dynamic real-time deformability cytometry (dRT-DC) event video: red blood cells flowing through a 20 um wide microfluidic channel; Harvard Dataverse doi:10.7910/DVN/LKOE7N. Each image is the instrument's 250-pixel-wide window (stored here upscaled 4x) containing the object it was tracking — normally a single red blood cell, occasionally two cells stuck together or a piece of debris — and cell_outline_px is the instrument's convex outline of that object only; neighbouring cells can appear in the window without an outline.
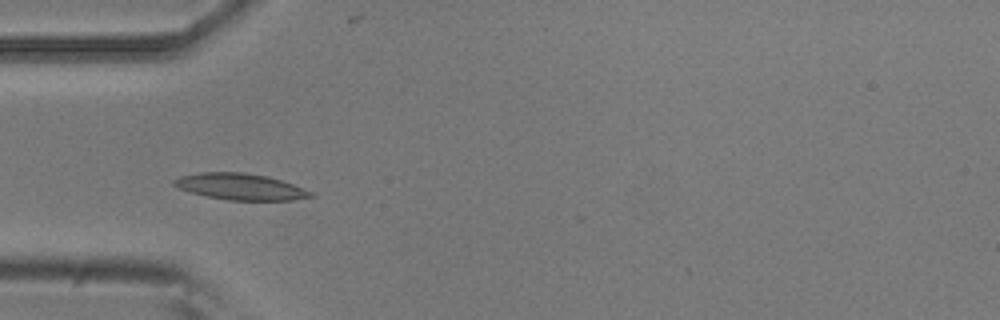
{"species": "common noctule bat (a hibernating species)", "species_latin": "Nyctalus noctula", "temperature_condition": "room temperature", "stored_images_in_passage": 5, "camera_frame_rate_fps": 3000, "um_per_image_px": 0.085, "animal": {"sex": "male", "body_mass_g": 20.5, "forearm_length_mm": 52.5}, "frame": {"image": 1, "passage_image": 4, "time_ms": 1.0, "image_size_px": [1000, 320], "cell_outline_px": [[316, 196], [292, 200], [228, 200], [208, 196], [176, 188], [172, 184], [172, 180], [180, 176], [200, 172], [244, 172], [268, 176], [316, 192]], "centroid_in_image_um": [20.45, 15.86], "position_along_channel_um": 64.5, "area_um2": 21.1}}